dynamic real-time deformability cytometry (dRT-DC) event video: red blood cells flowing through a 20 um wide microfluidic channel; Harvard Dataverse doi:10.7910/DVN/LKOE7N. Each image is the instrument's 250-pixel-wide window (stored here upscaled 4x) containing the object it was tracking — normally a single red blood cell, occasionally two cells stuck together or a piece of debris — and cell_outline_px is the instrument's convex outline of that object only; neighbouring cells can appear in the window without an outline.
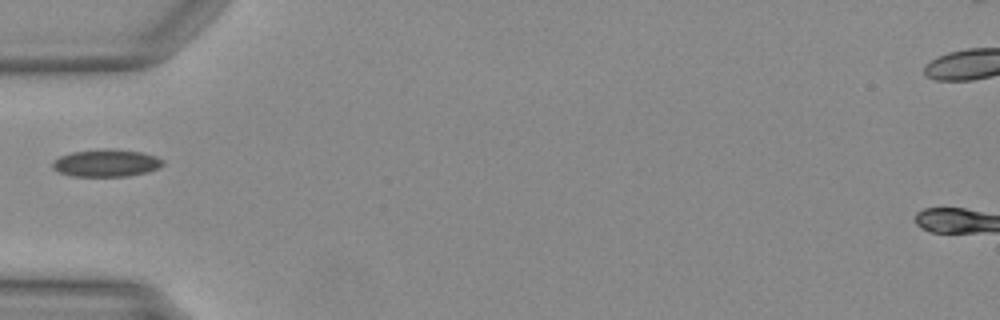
{"species": "Egyptian fruit bat (a non-hibernating species)", "species_latin": "Rousettus aegyptiacus", "temperature_condition": "warm", "stored_images_in_passage": 34, "camera_frame_rate_fps": 3000, "um_per_image_px": 0.085, "animal": {"sex": "female"}, "frame": {"image": 1, "passage_image": 1, "time_ms": 0.0, "image_size_px": [1000, 320], "cell_outline_px": [[164, 164], [148, 172], [128, 176], [72, 176], [60, 172], [52, 168], [52, 160], [60, 156], [72, 152], [104, 148], [112, 148], [140, 152], [156, 156], [164, 160]], "centroid_in_image_um": [9.02, 13.85], "position_along_channel_um": 76.0, "area_um2": 17.69}}
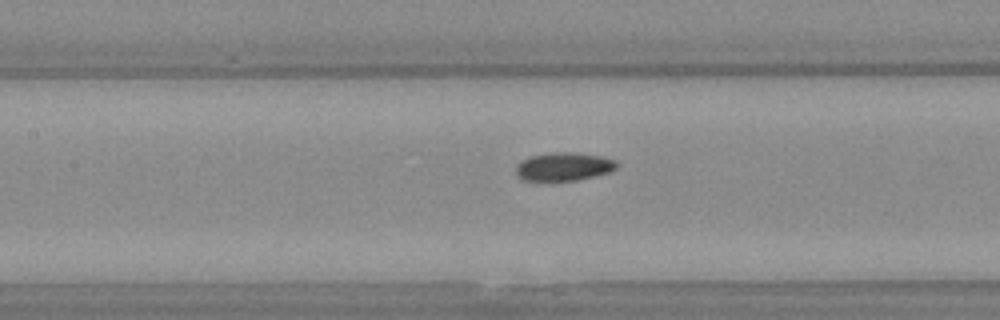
{"frame": {"image": 2, "passage_image": 7, "time_ms": 2.0, "image_size_px": [1000, 320], "cell_outline_px": [[620, 164], [616, 168], [608, 172], [576, 180], [524, 180], [516, 172], [516, 164], [520, 160], [532, 156], [552, 152], [572, 152], [600, 156], [616, 160]], "centroid_in_image_um": [47.93, 14.14], "position_along_channel_um": 159.5, "area_um2": 16.42}}
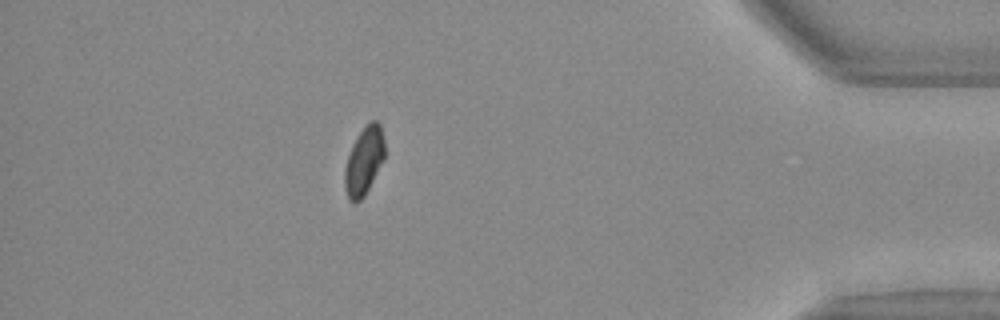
{"frame": {"image": 3, "passage_image": 28, "time_ms": 9.0, "image_size_px": [1000, 320], "cell_outline_px": [[384, 160], [364, 196], [360, 200], [348, 200], [344, 188], [344, 172], [348, 156], [352, 144], [360, 132], [372, 120], [376, 120], [380, 124], [384, 140]], "centroid_in_image_um": [30.94, 13.68], "position_along_channel_um": 404.3, "area_um2": 15.61}}